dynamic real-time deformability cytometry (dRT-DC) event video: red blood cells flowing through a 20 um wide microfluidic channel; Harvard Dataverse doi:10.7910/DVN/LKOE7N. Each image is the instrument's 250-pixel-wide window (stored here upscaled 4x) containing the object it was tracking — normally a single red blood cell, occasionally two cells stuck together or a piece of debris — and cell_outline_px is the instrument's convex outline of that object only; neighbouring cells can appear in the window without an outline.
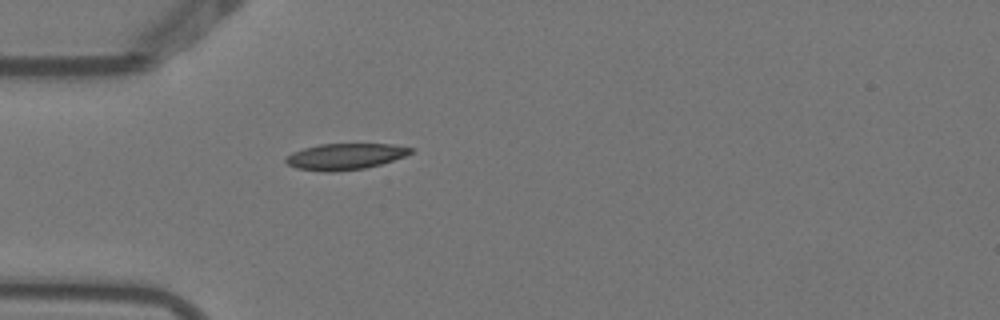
{"species": "Egyptian fruit bat (a non-hibernating species)", "species_latin": "Rousettus aegyptiacus", "temperature_condition": "warm", "stored_images_in_passage": 4, "camera_frame_rate_fps": 3000, "um_per_image_px": 0.085, "animal": {"sex": "female"}, "frame": {"image": 1, "passage_image": 4, "time_ms": 1.0, "image_size_px": [1000, 320], "cell_outline_px": [[416, 152], [380, 164], [364, 168], [332, 172], [324, 172], [296, 168], [288, 164], [284, 160], [292, 152], [304, 148], [320, 144], [392, 144], [416, 148]], "centroid_in_image_um": [29.37, 13.29], "position_along_channel_um": 55.6, "area_um2": 19.07}}